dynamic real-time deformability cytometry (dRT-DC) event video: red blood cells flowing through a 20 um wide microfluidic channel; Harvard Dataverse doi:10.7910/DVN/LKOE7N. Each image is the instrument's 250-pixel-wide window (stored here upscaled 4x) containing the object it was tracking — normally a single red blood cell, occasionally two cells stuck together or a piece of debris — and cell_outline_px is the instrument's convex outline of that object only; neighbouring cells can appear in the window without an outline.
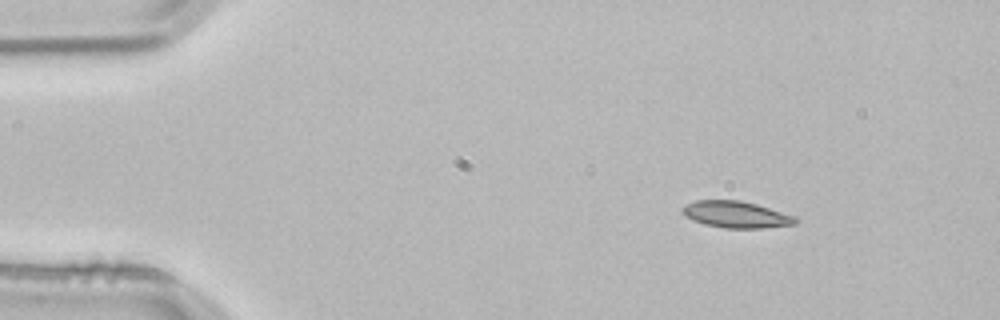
{"species": "common noctule bat (a hibernating species)", "species_latin": "Nyctalus noctula", "temperature_condition": "room temperature", "stored_images_in_passage": 3, "camera_frame_rate_fps": 3000, "um_per_image_px": 0.085, "animal": {"sex": "male", "body_mass_g": 21.5, "forearm_length_mm": 52.0}, "frame": {"image": 1, "passage_image": 1, "time_ms": 0.0, "image_size_px": [1000, 320], "cell_outline_px": [[800, 220], [796, 224], [764, 228], [724, 228], [704, 224], [692, 220], [684, 216], [680, 212], [680, 208], [684, 204], [696, 200], [740, 200], [756, 204], [796, 216]], "centroid_in_image_um": [62.54, 18.23], "position_along_channel_um": 22.5, "area_um2": 17.86}}
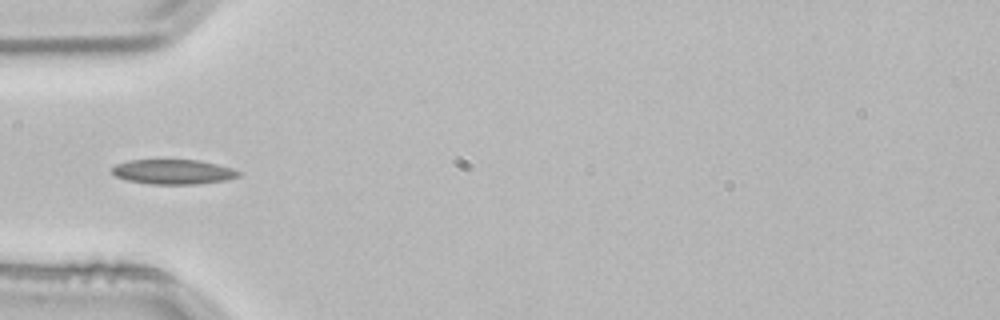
{"frame": {"image": 2, "passage_image": 3, "time_ms": 0.667, "image_size_px": [1000, 320], "cell_outline_px": [[240, 176], [228, 180], [196, 184], [152, 184], [128, 180], [116, 176], [112, 172], [112, 168], [116, 164], [128, 160], [200, 160], [232, 168], [240, 172]], "centroid_in_image_um": [14.75, 14.6], "position_along_channel_um": 70.3, "area_um2": 18.21}}